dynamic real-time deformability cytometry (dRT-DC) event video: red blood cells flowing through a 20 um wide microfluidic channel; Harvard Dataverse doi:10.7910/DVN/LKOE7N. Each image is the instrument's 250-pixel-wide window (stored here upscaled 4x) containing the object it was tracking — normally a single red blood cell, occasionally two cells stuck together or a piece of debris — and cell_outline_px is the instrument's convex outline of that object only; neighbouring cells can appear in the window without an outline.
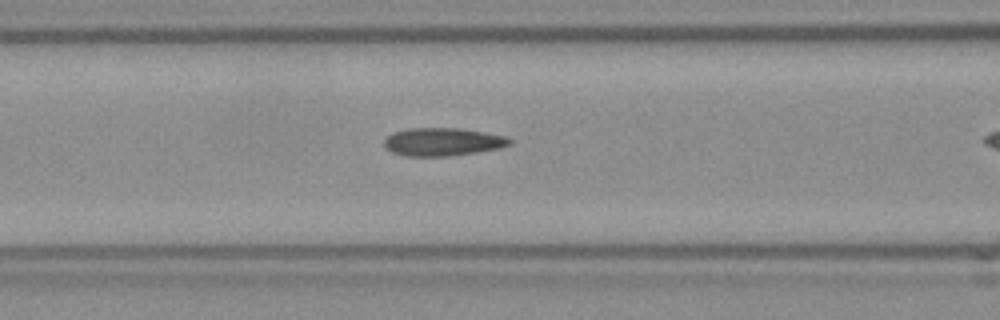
{"species": "Egyptian fruit bat (a non-hibernating species)", "species_latin": "Rousettus aegyptiacus", "temperature_condition": "room temperature", "stored_images_in_passage": 26, "camera_frame_rate_fps": 3000, "um_per_image_px": 0.085, "frame": {"image": 1, "passage_image": 5, "time_ms": 1.333, "image_size_px": [1000, 320], "cell_outline_px": [[512, 144], [500, 148], [476, 152], [448, 156], [408, 156], [392, 152], [384, 144], [384, 140], [392, 132], [408, 128], [460, 128], [508, 136], [512, 140]], "centroid_in_image_um": [37.66, 12.05], "position_along_channel_um": 128.9, "area_um2": 20.52}}